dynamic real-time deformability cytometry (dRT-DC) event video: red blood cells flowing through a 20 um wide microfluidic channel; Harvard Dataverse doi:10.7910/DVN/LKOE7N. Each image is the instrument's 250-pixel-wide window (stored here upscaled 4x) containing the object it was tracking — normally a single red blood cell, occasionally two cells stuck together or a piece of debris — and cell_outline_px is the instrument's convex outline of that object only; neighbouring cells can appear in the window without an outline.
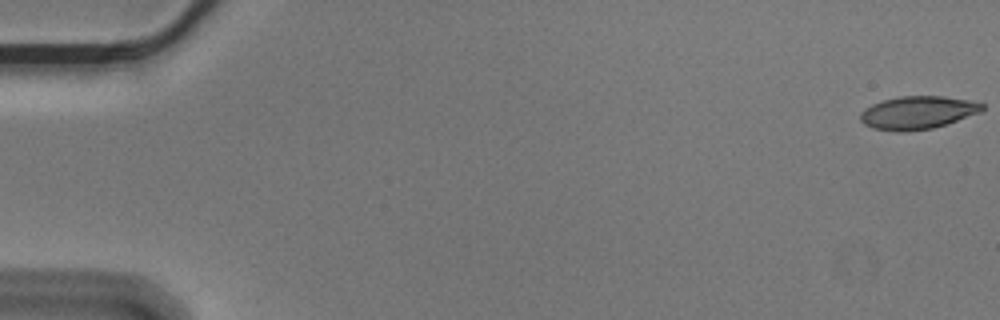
{"species": "Egyptian fruit bat (a non-hibernating species)", "species_latin": "Rousettus aegyptiacus", "temperature_condition": "cold", "stored_images_in_passage": 57, "camera_frame_rate_fps": 3000, "um_per_image_px": 0.085, "animal": {"sex": "male"}, "frame": {"image": 1, "passage_image": 1, "time_ms": 0.0, "image_size_px": [1000, 320], "cell_outline_px": [[984, 108], [980, 112], [932, 128], [904, 132], [896, 132], [872, 128], [864, 124], [860, 120], [860, 112], [864, 108], [872, 104], [884, 100], [900, 96], [944, 96], [968, 100], [984, 104]], "centroid_in_image_um": [77.95, 9.57], "position_along_channel_um": 7.1, "area_um2": 23.29}}
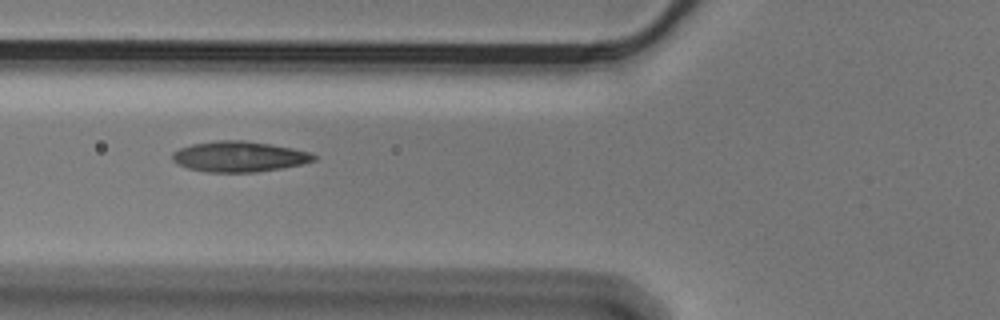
{"frame": {"image": 2, "passage_image": 22, "time_ms": 7.0, "image_size_px": [1000, 320], "cell_outline_px": [[316, 160], [304, 164], [256, 172], [208, 172], [188, 168], [176, 164], [172, 160], [172, 152], [180, 148], [192, 144], [216, 140], [244, 140], [292, 148], [308, 152], [316, 156]], "centroid_in_image_um": [20.3, 13.31], "position_along_channel_um": 105.5, "area_um2": 25.14}}
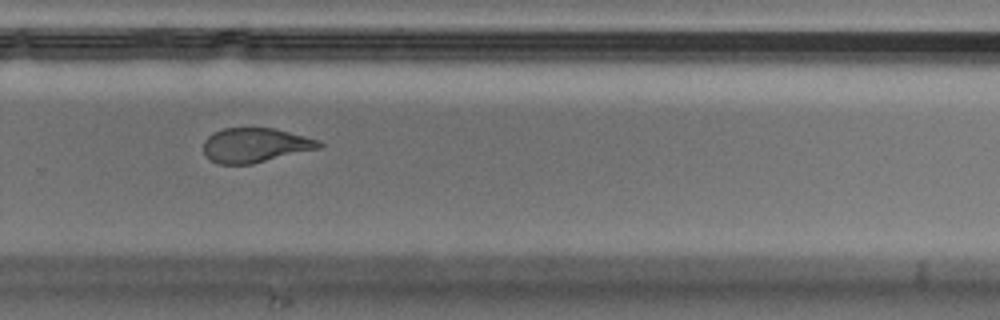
{"frame": {"image": 3, "passage_image": 39, "time_ms": 12.667, "image_size_px": [1000, 320], "cell_outline_px": [[324, 144], [320, 148], [252, 164], [220, 164], [212, 160], [204, 152], [204, 140], [212, 132], [224, 128], [272, 128], [320, 140]], "centroid_in_image_um": [21.7, 12.34], "position_along_channel_um": 308.1, "area_um2": 23.06}, "authors_computed_cell_mechanics": {"area_um2": 24.276, "velocity_mm_per_s": 3.5693, "shape_relaxation_time_tau1_ms": 5.3144, "shape_relaxation_time_tau2_ms": 1.9007, "deformation_change_tau1": 0.1723, "deformation_change_tau2": 0.0772}}